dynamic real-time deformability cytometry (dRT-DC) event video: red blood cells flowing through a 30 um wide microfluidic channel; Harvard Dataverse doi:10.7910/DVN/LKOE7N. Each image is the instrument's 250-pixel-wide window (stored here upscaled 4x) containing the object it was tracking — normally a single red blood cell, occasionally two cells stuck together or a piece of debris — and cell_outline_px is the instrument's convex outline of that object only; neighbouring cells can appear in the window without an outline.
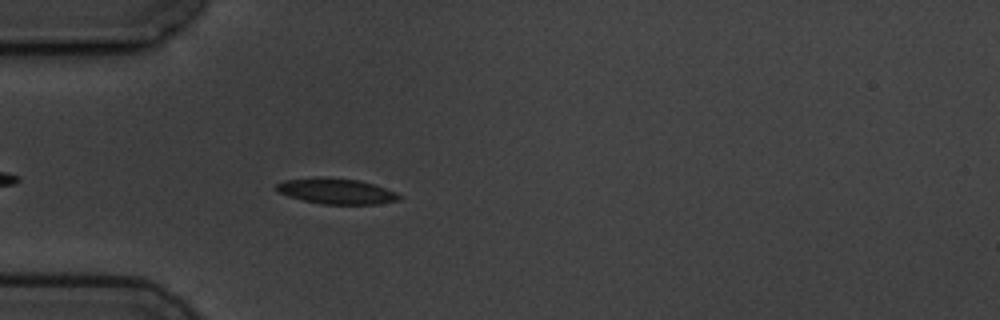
{"species": "common noctule bat (a hibernating species)", "species_latin": "Nyctalus noctula", "temperature_condition": "cold", "stored_images_in_passage": 4, "camera_frame_rate_fps": 3000, "um_per_image_px": 0.085, "animal": {"sex": "male", "body_mass_g": 19.5, "forearm_length_mm": 54.6}, "frame": {"image": 1, "passage_image": 4, "time_ms": 3.333, "image_size_px": [1000, 320], "cell_outline_px": [[404, 196], [400, 200], [376, 204], [320, 204], [288, 196], [276, 192], [276, 184], [284, 180], [312, 176], [328, 176], [360, 180], [396, 192]], "centroid_in_image_um": [28.56, 16.23], "position_along_channel_um": 56.4, "area_um2": 18.73}}